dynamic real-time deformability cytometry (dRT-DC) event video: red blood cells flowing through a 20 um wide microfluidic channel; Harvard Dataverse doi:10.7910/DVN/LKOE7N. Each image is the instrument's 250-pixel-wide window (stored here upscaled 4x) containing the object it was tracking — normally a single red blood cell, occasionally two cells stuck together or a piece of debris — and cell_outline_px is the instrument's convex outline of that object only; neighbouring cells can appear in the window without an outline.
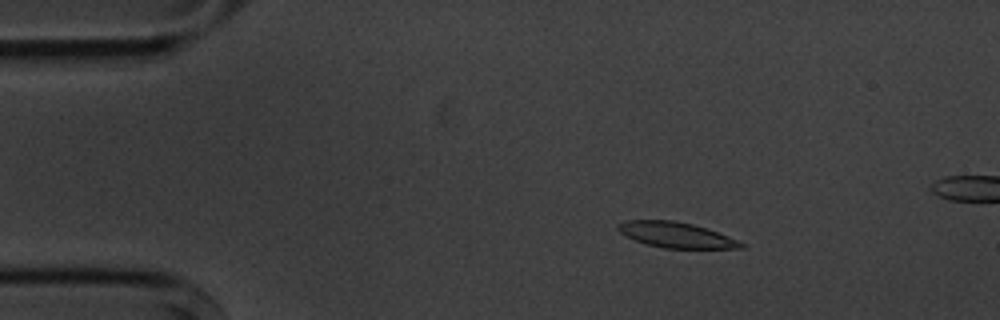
{"species": "common noctule bat (a hibernating species)", "species_latin": "Nyctalus noctula", "temperature_condition": "cold", "stored_images_in_passage": 5, "camera_frame_rate_fps": 3000, "um_per_image_px": 0.085, "animal": {"sex": "male", "body_mass_g": 20.1, "forearm_length_mm": 53.5}, "frame": {"image": 1, "passage_image": 2, "time_ms": 2.0, "image_size_px": [1000, 320], "cell_outline_px": [[748, 244], [744, 248], [664, 248], [648, 244], [636, 240], [620, 232], [616, 228], [616, 224], [624, 220], [672, 220], [692, 224], [740, 240]], "centroid_in_image_um": [57.49, 19.96], "position_along_channel_um": 27.5, "area_um2": 18.15}}